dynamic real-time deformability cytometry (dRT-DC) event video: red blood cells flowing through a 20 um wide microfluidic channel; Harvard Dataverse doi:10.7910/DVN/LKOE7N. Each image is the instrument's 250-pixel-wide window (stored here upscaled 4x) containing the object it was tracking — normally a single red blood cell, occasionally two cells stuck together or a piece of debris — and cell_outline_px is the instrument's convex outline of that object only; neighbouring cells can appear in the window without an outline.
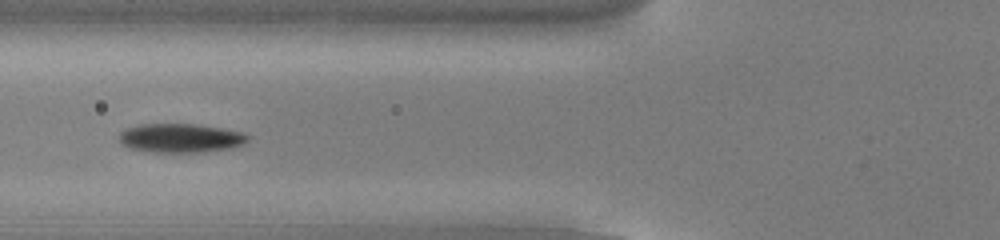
{"species": "common noctule bat (a hibernating species)", "species_latin": "Nyctalus noctula", "temperature_condition": "cold", "stored_images_in_passage": 17, "camera_frame_rate_fps": 3000, "um_per_image_px": 0.085, "animal": {"sex": "male", "body_mass_g": 13.0, "forearm_length_mm": 53.1}, "frame": {"image": 1, "passage_image": 6, "time_ms": 1.667, "image_size_px": [1000, 240], "cell_outline_px": [[252, 136], [244, 144], [232, 148], [204, 152], [156, 152], [128, 148], [120, 140], [120, 132], [128, 128], [140, 124], [196, 124], [244, 132]], "centroid_in_image_um": [15.42, 11.73], "position_along_channel_um": 110.4, "area_um2": 21.73}}
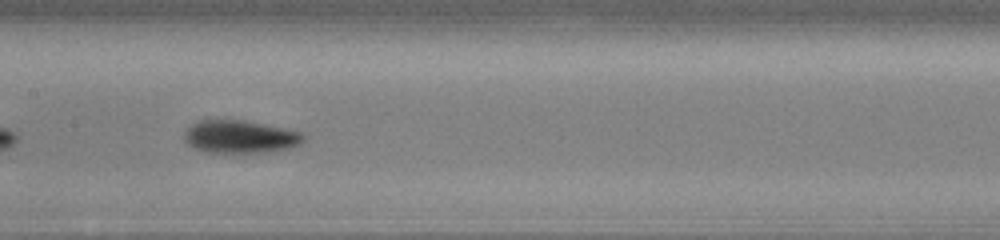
{"frame": {"image": 2, "passage_image": 12, "time_ms": 3.667, "image_size_px": [1000, 240], "cell_outline_px": [[304, 140], [300, 144], [288, 148], [268, 152], [204, 152], [188, 144], [184, 140], [184, 132], [196, 120], [244, 120], [284, 128], [300, 132], [304, 136]], "centroid_in_image_um": [20.38, 11.61], "position_along_channel_um": 187.0, "area_um2": 22.66}}